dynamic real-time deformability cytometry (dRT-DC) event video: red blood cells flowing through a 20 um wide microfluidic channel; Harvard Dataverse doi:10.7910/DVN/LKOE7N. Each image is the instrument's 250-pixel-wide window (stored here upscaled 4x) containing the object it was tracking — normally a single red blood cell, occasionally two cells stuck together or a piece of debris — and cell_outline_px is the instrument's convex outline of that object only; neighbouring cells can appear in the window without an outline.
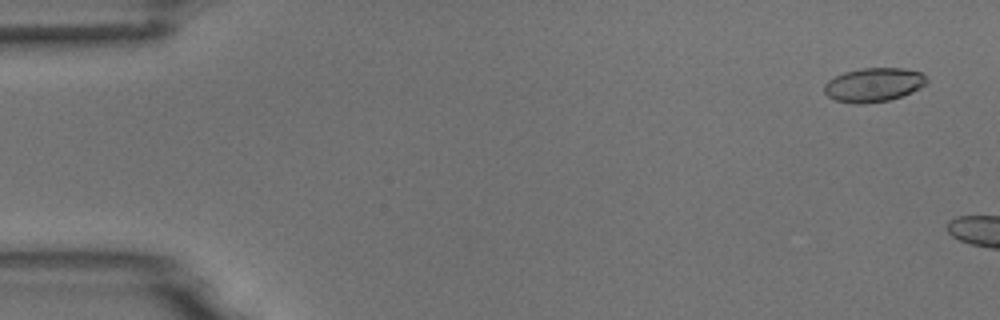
{"species": "common noctule bat (a hibernating species)", "species_latin": "Nyctalus noctula", "temperature_condition": "room temperature", "stored_images_in_passage": 7, "camera_frame_rate_fps": 3000, "um_per_image_px": 0.085, "animal": {"sex": "male", "body_mass_g": 18.8}, "frame": {"image": 1, "passage_image": 3, "time_ms": 0.667, "image_size_px": [1000, 320], "cell_outline_px": [[928, 80], [920, 88], [912, 92], [888, 100], [860, 104], [856, 104], [836, 100], [828, 96], [824, 92], [824, 84], [828, 80], [844, 72], [860, 68], [904, 68], [920, 72]], "centroid_in_image_um": [74.24, 7.2], "position_along_channel_um": 10.8, "area_um2": 20.11}}